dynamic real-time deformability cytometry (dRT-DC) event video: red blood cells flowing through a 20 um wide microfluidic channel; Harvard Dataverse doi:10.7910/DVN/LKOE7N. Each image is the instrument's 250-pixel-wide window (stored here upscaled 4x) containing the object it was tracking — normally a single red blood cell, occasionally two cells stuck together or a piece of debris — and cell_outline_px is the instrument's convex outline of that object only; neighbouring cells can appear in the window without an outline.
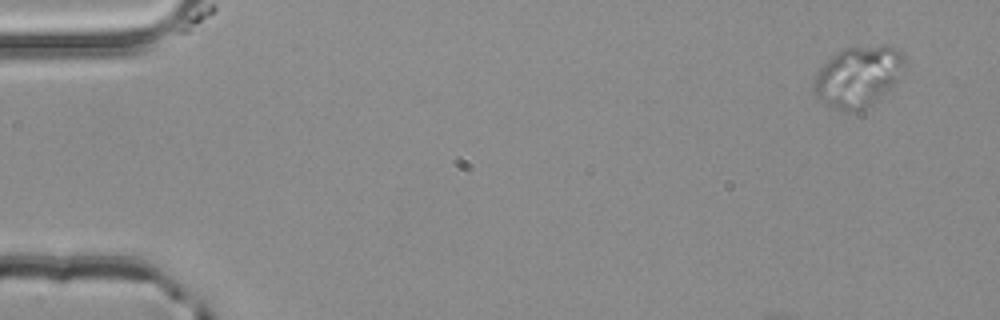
{"species": "common noctule bat (a hibernating species)", "species_latin": "Nyctalus noctula", "temperature_condition": "room temperature", "stored_images_in_passage": 6, "segment_of_instrument_passage": [1, 2], "camera_frame_rate_fps": 3000, "um_per_image_px": 0.085, "animal": {"sex": "male", "body_mass_g": 20.4}, "frame": {"image": 1, "passage_image": 1, "time_ms": 0.0, "image_size_px": [1000, 320], "cell_outline_px": [[904, 68], [900, 80], [872, 104], [848, 112], [824, 104], [816, 100], [812, 92], [812, 80], [816, 72], [832, 56], [844, 48], [896, 48], [904, 56]], "centroid_in_image_um": [72.88, 6.56], "position_along_channel_um": 12.1, "area_um2": 31.73}}